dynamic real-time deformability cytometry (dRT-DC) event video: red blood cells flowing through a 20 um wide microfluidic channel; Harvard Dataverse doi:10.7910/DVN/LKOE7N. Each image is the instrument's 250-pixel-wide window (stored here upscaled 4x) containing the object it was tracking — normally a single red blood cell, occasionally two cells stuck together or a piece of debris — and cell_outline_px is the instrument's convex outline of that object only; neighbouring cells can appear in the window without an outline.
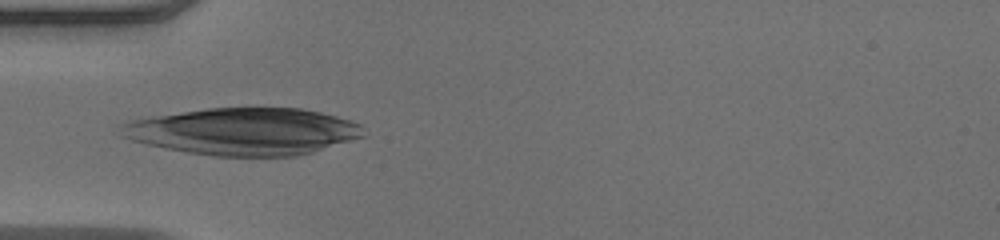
{"species": "human", "species_latin": "Homo sapiens", "temperature_condition": "warm", "stored_images_in_passage": 8, "camera_frame_rate_fps": 3000, "um_per_image_px": 0.085, "donor": {"sex": "male"}, "frame": {"image": 1, "passage_image": 2, "time_ms": 0.333, "image_size_px": [1000, 240], "cell_outline_px": [[364, 136], [312, 152], [296, 156], [212, 156], [188, 152], [148, 144], [132, 140], [120, 136], [120, 124], [128, 120], [148, 116], [208, 108], [300, 108], [320, 112], [336, 116], [360, 124], [364, 128]], "centroid_in_image_um": [20.67, 11.17], "position_along_channel_um": 64.3, "area_um2": 66.47}}
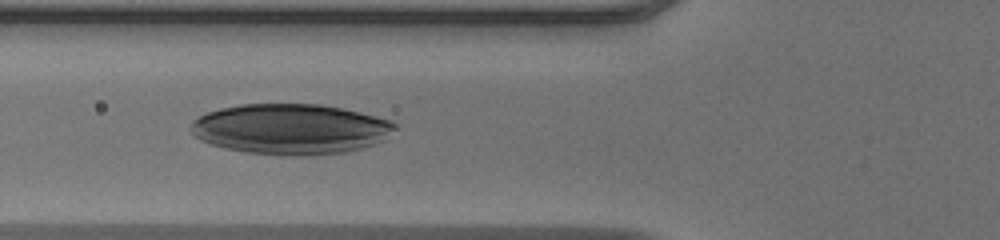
{"frame": {"image": 2, "passage_image": 5, "time_ms": 1.333, "image_size_px": [1000, 240], "cell_outline_px": [[396, 128], [388, 140], [364, 148], [344, 152], [308, 156], [292, 156], [244, 152], [224, 148], [200, 140], [188, 128], [192, 120], [208, 112], [220, 108], [240, 104], [320, 104], [344, 108], [392, 120], [396, 124]], "centroid_in_image_um": [24.75, 10.97], "position_along_channel_um": 101.1, "area_um2": 60.75}}
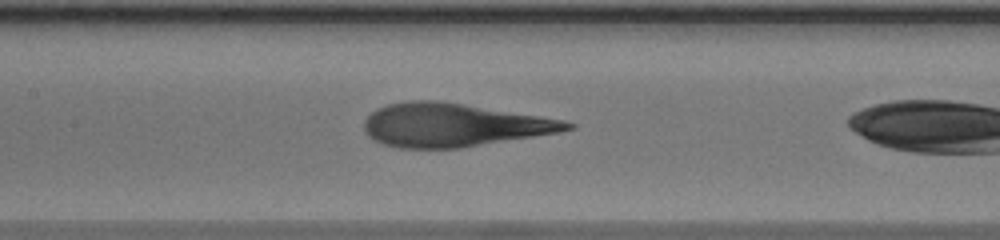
{"frame": {"image": 3, "passage_image": 7, "time_ms": 2.0, "image_size_px": [1000, 240], "cell_outline_px": [[576, 128], [560, 132], [460, 148], [400, 148], [384, 144], [368, 136], [364, 132], [364, 120], [376, 108], [388, 104], [412, 100], [436, 100], [564, 120], [576, 124]], "centroid_in_image_um": [38.52, 10.63], "position_along_channel_um": 168.9, "area_um2": 50.86}}